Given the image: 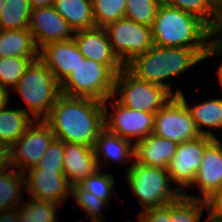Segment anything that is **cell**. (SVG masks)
<instances>
[{
    "label": "cell",
    "instance_id": "obj_32",
    "mask_svg": "<svg viewBox=\"0 0 222 222\" xmlns=\"http://www.w3.org/2000/svg\"><path fill=\"white\" fill-rule=\"evenodd\" d=\"M60 206L50 201L28 197L27 201L23 199L19 209L30 222H58L57 211Z\"/></svg>",
    "mask_w": 222,
    "mask_h": 222
},
{
    "label": "cell",
    "instance_id": "obj_23",
    "mask_svg": "<svg viewBox=\"0 0 222 222\" xmlns=\"http://www.w3.org/2000/svg\"><path fill=\"white\" fill-rule=\"evenodd\" d=\"M39 57L33 36L28 28L21 30L0 29V57Z\"/></svg>",
    "mask_w": 222,
    "mask_h": 222
},
{
    "label": "cell",
    "instance_id": "obj_27",
    "mask_svg": "<svg viewBox=\"0 0 222 222\" xmlns=\"http://www.w3.org/2000/svg\"><path fill=\"white\" fill-rule=\"evenodd\" d=\"M162 3L181 9L202 20L214 33L221 28L220 15L207 0H162Z\"/></svg>",
    "mask_w": 222,
    "mask_h": 222
},
{
    "label": "cell",
    "instance_id": "obj_12",
    "mask_svg": "<svg viewBox=\"0 0 222 222\" xmlns=\"http://www.w3.org/2000/svg\"><path fill=\"white\" fill-rule=\"evenodd\" d=\"M214 138L203 136L178 143L175 155L171 159L167 171L173 185L183 193L194 181L200 168L206 147Z\"/></svg>",
    "mask_w": 222,
    "mask_h": 222
},
{
    "label": "cell",
    "instance_id": "obj_42",
    "mask_svg": "<svg viewBox=\"0 0 222 222\" xmlns=\"http://www.w3.org/2000/svg\"><path fill=\"white\" fill-rule=\"evenodd\" d=\"M10 167V157H0V174L7 171Z\"/></svg>",
    "mask_w": 222,
    "mask_h": 222
},
{
    "label": "cell",
    "instance_id": "obj_37",
    "mask_svg": "<svg viewBox=\"0 0 222 222\" xmlns=\"http://www.w3.org/2000/svg\"><path fill=\"white\" fill-rule=\"evenodd\" d=\"M216 55L222 56V37L218 33H214V35L211 37L208 46L203 54V61ZM216 74L219 80L218 82L220 85V91L222 92V63L218 66Z\"/></svg>",
    "mask_w": 222,
    "mask_h": 222
},
{
    "label": "cell",
    "instance_id": "obj_10",
    "mask_svg": "<svg viewBox=\"0 0 222 222\" xmlns=\"http://www.w3.org/2000/svg\"><path fill=\"white\" fill-rule=\"evenodd\" d=\"M153 134L177 143L201 136L190 110L178 95L155 113Z\"/></svg>",
    "mask_w": 222,
    "mask_h": 222
},
{
    "label": "cell",
    "instance_id": "obj_9",
    "mask_svg": "<svg viewBox=\"0 0 222 222\" xmlns=\"http://www.w3.org/2000/svg\"><path fill=\"white\" fill-rule=\"evenodd\" d=\"M105 30L113 52L124 65L154 45L151 27L125 17L110 23Z\"/></svg>",
    "mask_w": 222,
    "mask_h": 222
},
{
    "label": "cell",
    "instance_id": "obj_33",
    "mask_svg": "<svg viewBox=\"0 0 222 222\" xmlns=\"http://www.w3.org/2000/svg\"><path fill=\"white\" fill-rule=\"evenodd\" d=\"M115 177L110 173L103 172L101 169H98L93 175L88 176L83 180L79 186L86 190L89 193L97 196V198L110 202L113 193H116L115 190Z\"/></svg>",
    "mask_w": 222,
    "mask_h": 222
},
{
    "label": "cell",
    "instance_id": "obj_30",
    "mask_svg": "<svg viewBox=\"0 0 222 222\" xmlns=\"http://www.w3.org/2000/svg\"><path fill=\"white\" fill-rule=\"evenodd\" d=\"M71 195L74 200H76V205L85 210V217L89 218V222H105L107 220V217L103 214V212L110 202L97 198V196L82 189L79 185L72 186Z\"/></svg>",
    "mask_w": 222,
    "mask_h": 222
},
{
    "label": "cell",
    "instance_id": "obj_34",
    "mask_svg": "<svg viewBox=\"0 0 222 222\" xmlns=\"http://www.w3.org/2000/svg\"><path fill=\"white\" fill-rule=\"evenodd\" d=\"M162 0H126L125 18L152 27Z\"/></svg>",
    "mask_w": 222,
    "mask_h": 222
},
{
    "label": "cell",
    "instance_id": "obj_18",
    "mask_svg": "<svg viewBox=\"0 0 222 222\" xmlns=\"http://www.w3.org/2000/svg\"><path fill=\"white\" fill-rule=\"evenodd\" d=\"M93 148L83 144L64 143L63 169L71 186L79 185L99 169Z\"/></svg>",
    "mask_w": 222,
    "mask_h": 222
},
{
    "label": "cell",
    "instance_id": "obj_1",
    "mask_svg": "<svg viewBox=\"0 0 222 222\" xmlns=\"http://www.w3.org/2000/svg\"><path fill=\"white\" fill-rule=\"evenodd\" d=\"M44 121L56 139L94 147L104 129L103 102L61 94Z\"/></svg>",
    "mask_w": 222,
    "mask_h": 222
},
{
    "label": "cell",
    "instance_id": "obj_13",
    "mask_svg": "<svg viewBox=\"0 0 222 222\" xmlns=\"http://www.w3.org/2000/svg\"><path fill=\"white\" fill-rule=\"evenodd\" d=\"M28 197L61 205L71 196L72 186L64 171L41 170L33 167L23 173ZM63 202V203H62Z\"/></svg>",
    "mask_w": 222,
    "mask_h": 222
},
{
    "label": "cell",
    "instance_id": "obj_46",
    "mask_svg": "<svg viewBox=\"0 0 222 222\" xmlns=\"http://www.w3.org/2000/svg\"><path fill=\"white\" fill-rule=\"evenodd\" d=\"M17 222H30L28 217H26L23 213L20 212V209L18 207V220Z\"/></svg>",
    "mask_w": 222,
    "mask_h": 222
},
{
    "label": "cell",
    "instance_id": "obj_31",
    "mask_svg": "<svg viewBox=\"0 0 222 222\" xmlns=\"http://www.w3.org/2000/svg\"><path fill=\"white\" fill-rule=\"evenodd\" d=\"M96 27H107L125 17L126 0H92Z\"/></svg>",
    "mask_w": 222,
    "mask_h": 222
},
{
    "label": "cell",
    "instance_id": "obj_11",
    "mask_svg": "<svg viewBox=\"0 0 222 222\" xmlns=\"http://www.w3.org/2000/svg\"><path fill=\"white\" fill-rule=\"evenodd\" d=\"M54 139L44 120L34 121L10 148L11 166L22 174L36 167Z\"/></svg>",
    "mask_w": 222,
    "mask_h": 222
},
{
    "label": "cell",
    "instance_id": "obj_43",
    "mask_svg": "<svg viewBox=\"0 0 222 222\" xmlns=\"http://www.w3.org/2000/svg\"><path fill=\"white\" fill-rule=\"evenodd\" d=\"M207 2L219 15L222 13V0H207Z\"/></svg>",
    "mask_w": 222,
    "mask_h": 222
},
{
    "label": "cell",
    "instance_id": "obj_39",
    "mask_svg": "<svg viewBox=\"0 0 222 222\" xmlns=\"http://www.w3.org/2000/svg\"><path fill=\"white\" fill-rule=\"evenodd\" d=\"M18 208L0 211V222H17Z\"/></svg>",
    "mask_w": 222,
    "mask_h": 222
},
{
    "label": "cell",
    "instance_id": "obj_19",
    "mask_svg": "<svg viewBox=\"0 0 222 222\" xmlns=\"http://www.w3.org/2000/svg\"><path fill=\"white\" fill-rule=\"evenodd\" d=\"M93 149L99 169L104 168L103 164L112 168L108 165L110 162H117L120 165L128 163V169L124 168L126 172L134 161V144L105 128L99 133Z\"/></svg>",
    "mask_w": 222,
    "mask_h": 222
},
{
    "label": "cell",
    "instance_id": "obj_21",
    "mask_svg": "<svg viewBox=\"0 0 222 222\" xmlns=\"http://www.w3.org/2000/svg\"><path fill=\"white\" fill-rule=\"evenodd\" d=\"M178 96L185 102L190 110L192 119L200 134L219 139L214 132L222 128V97L206 99L192 106L187 102L188 100L185 97L184 91L180 92Z\"/></svg>",
    "mask_w": 222,
    "mask_h": 222
},
{
    "label": "cell",
    "instance_id": "obj_8",
    "mask_svg": "<svg viewBox=\"0 0 222 222\" xmlns=\"http://www.w3.org/2000/svg\"><path fill=\"white\" fill-rule=\"evenodd\" d=\"M103 108L104 128L107 131L133 144L153 133L155 113L130 109L120 104L113 96L103 102Z\"/></svg>",
    "mask_w": 222,
    "mask_h": 222
},
{
    "label": "cell",
    "instance_id": "obj_47",
    "mask_svg": "<svg viewBox=\"0 0 222 222\" xmlns=\"http://www.w3.org/2000/svg\"><path fill=\"white\" fill-rule=\"evenodd\" d=\"M220 21H221V28H220L218 34L222 37V13L220 14Z\"/></svg>",
    "mask_w": 222,
    "mask_h": 222
},
{
    "label": "cell",
    "instance_id": "obj_48",
    "mask_svg": "<svg viewBox=\"0 0 222 222\" xmlns=\"http://www.w3.org/2000/svg\"><path fill=\"white\" fill-rule=\"evenodd\" d=\"M4 2H5V0H0V11L2 10V8L4 6Z\"/></svg>",
    "mask_w": 222,
    "mask_h": 222
},
{
    "label": "cell",
    "instance_id": "obj_36",
    "mask_svg": "<svg viewBox=\"0 0 222 222\" xmlns=\"http://www.w3.org/2000/svg\"><path fill=\"white\" fill-rule=\"evenodd\" d=\"M137 216V222H172L171 202L162 207L142 211Z\"/></svg>",
    "mask_w": 222,
    "mask_h": 222
},
{
    "label": "cell",
    "instance_id": "obj_35",
    "mask_svg": "<svg viewBox=\"0 0 222 222\" xmlns=\"http://www.w3.org/2000/svg\"><path fill=\"white\" fill-rule=\"evenodd\" d=\"M64 142L54 139L36 168L50 171H64L63 169Z\"/></svg>",
    "mask_w": 222,
    "mask_h": 222
},
{
    "label": "cell",
    "instance_id": "obj_6",
    "mask_svg": "<svg viewBox=\"0 0 222 222\" xmlns=\"http://www.w3.org/2000/svg\"><path fill=\"white\" fill-rule=\"evenodd\" d=\"M115 77L107 65L85 58L61 83V93L104 102L113 96Z\"/></svg>",
    "mask_w": 222,
    "mask_h": 222
},
{
    "label": "cell",
    "instance_id": "obj_41",
    "mask_svg": "<svg viewBox=\"0 0 222 222\" xmlns=\"http://www.w3.org/2000/svg\"><path fill=\"white\" fill-rule=\"evenodd\" d=\"M32 9L51 6L54 3V0H29Z\"/></svg>",
    "mask_w": 222,
    "mask_h": 222
},
{
    "label": "cell",
    "instance_id": "obj_2",
    "mask_svg": "<svg viewBox=\"0 0 222 222\" xmlns=\"http://www.w3.org/2000/svg\"><path fill=\"white\" fill-rule=\"evenodd\" d=\"M205 50L206 48L153 45L145 53L129 61L125 65V69L135 78L163 86L174 96H177L183 91L182 88H177L176 91L172 90V84L166 79L181 76L200 62L203 63Z\"/></svg>",
    "mask_w": 222,
    "mask_h": 222
},
{
    "label": "cell",
    "instance_id": "obj_22",
    "mask_svg": "<svg viewBox=\"0 0 222 222\" xmlns=\"http://www.w3.org/2000/svg\"><path fill=\"white\" fill-rule=\"evenodd\" d=\"M53 6L74 32L96 27L92 0H54Z\"/></svg>",
    "mask_w": 222,
    "mask_h": 222
},
{
    "label": "cell",
    "instance_id": "obj_4",
    "mask_svg": "<svg viewBox=\"0 0 222 222\" xmlns=\"http://www.w3.org/2000/svg\"><path fill=\"white\" fill-rule=\"evenodd\" d=\"M24 101L22 108L34 121L45 120L61 93V83L40 59L31 62L12 89Z\"/></svg>",
    "mask_w": 222,
    "mask_h": 222
},
{
    "label": "cell",
    "instance_id": "obj_3",
    "mask_svg": "<svg viewBox=\"0 0 222 222\" xmlns=\"http://www.w3.org/2000/svg\"><path fill=\"white\" fill-rule=\"evenodd\" d=\"M160 47L207 48L214 32L198 17L161 3L151 27Z\"/></svg>",
    "mask_w": 222,
    "mask_h": 222
},
{
    "label": "cell",
    "instance_id": "obj_26",
    "mask_svg": "<svg viewBox=\"0 0 222 222\" xmlns=\"http://www.w3.org/2000/svg\"><path fill=\"white\" fill-rule=\"evenodd\" d=\"M32 7L29 0H5L0 11L1 30H21L29 27Z\"/></svg>",
    "mask_w": 222,
    "mask_h": 222
},
{
    "label": "cell",
    "instance_id": "obj_28",
    "mask_svg": "<svg viewBox=\"0 0 222 222\" xmlns=\"http://www.w3.org/2000/svg\"><path fill=\"white\" fill-rule=\"evenodd\" d=\"M204 209L209 212L208 202L181 194L171 202L172 222H201Z\"/></svg>",
    "mask_w": 222,
    "mask_h": 222
},
{
    "label": "cell",
    "instance_id": "obj_17",
    "mask_svg": "<svg viewBox=\"0 0 222 222\" xmlns=\"http://www.w3.org/2000/svg\"><path fill=\"white\" fill-rule=\"evenodd\" d=\"M39 58L60 83L85 59L73 39L45 45L39 50Z\"/></svg>",
    "mask_w": 222,
    "mask_h": 222
},
{
    "label": "cell",
    "instance_id": "obj_20",
    "mask_svg": "<svg viewBox=\"0 0 222 222\" xmlns=\"http://www.w3.org/2000/svg\"><path fill=\"white\" fill-rule=\"evenodd\" d=\"M178 143L150 134L134 144V161L145 166L167 169Z\"/></svg>",
    "mask_w": 222,
    "mask_h": 222
},
{
    "label": "cell",
    "instance_id": "obj_38",
    "mask_svg": "<svg viewBox=\"0 0 222 222\" xmlns=\"http://www.w3.org/2000/svg\"><path fill=\"white\" fill-rule=\"evenodd\" d=\"M209 212L214 214H222V184L220 189L208 201Z\"/></svg>",
    "mask_w": 222,
    "mask_h": 222
},
{
    "label": "cell",
    "instance_id": "obj_25",
    "mask_svg": "<svg viewBox=\"0 0 222 222\" xmlns=\"http://www.w3.org/2000/svg\"><path fill=\"white\" fill-rule=\"evenodd\" d=\"M24 176L12 166L0 174V211L18 208L23 201Z\"/></svg>",
    "mask_w": 222,
    "mask_h": 222
},
{
    "label": "cell",
    "instance_id": "obj_45",
    "mask_svg": "<svg viewBox=\"0 0 222 222\" xmlns=\"http://www.w3.org/2000/svg\"><path fill=\"white\" fill-rule=\"evenodd\" d=\"M205 222H222V214H214L209 212Z\"/></svg>",
    "mask_w": 222,
    "mask_h": 222
},
{
    "label": "cell",
    "instance_id": "obj_5",
    "mask_svg": "<svg viewBox=\"0 0 222 222\" xmlns=\"http://www.w3.org/2000/svg\"><path fill=\"white\" fill-rule=\"evenodd\" d=\"M125 174L127 185L139 200L142 211L165 206L182 194L177 187L171 185L167 169L133 161Z\"/></svg>",
    "mask_w": 222,
    "mask_h": 222
},
{
    "label": "cell",
    "instance_id": "obj_16",
    "mask_svg": "<svg viewBox=\"0 0 222 222\" xmlns=\"http://www.w3.org/2000/svg\"><path fill=\"white\" fill-rule=\"evenodd\" d=\"M73 40L85 58L107 65L116 75L125 68L113 52L105 28L95 27L77 31L74 33Z\"/></svg>",
    "mask_w": 222,
    "mask_h": 222
},
{
    "label": "cell",
    "instance_id": "obj_15",
    "mask_svg": "<svg viewBox=\"0 0 222 222\" xmlns=\"http://www.w3.org/2000/svg\"><path fill=\"white\" fill-rule=\"evenodd\" d=\"M222 139H214L205 149L200 168L192 184L188 187L199 188L202 196H194L184 191L182 194L190 198L209 201L222 184Z\"/></svg>",
    "mask_w": 222,
    "mask_h": 222
},
{
    "label": "cell",
    "instance_id": "obj_44",
    "mask_svg": "<svg viewBox=\"0 0 222 222\" xmlns=\"http://www.w3.org/2000/svg\"><path fill=\"white\" fill-rule=\"evenodd\" d=\"M0 157H10V148L0 139Z\"/></svg>",
    "mask_w": 222,
    "mask_h": 222
},
{
    "label": "cell",
    "instance_id": "obj_40",
    "mask_svg": "<svg viewBox=\"0 0 222 222\" xmlns=\"http://www.w3.org/2000/svg\"><path fill=\"white\" fill-rule=\"evenodd\" d=\"M10 94L8 90L0 87V110L4 109L10 103Z\"/></svg>",
    "mask_w": 222,
    "mask_h": 222
},
{
    "label": "cell",
    "instance_id": "obj_24",
    "mask_svg": "<svg viewBox=\"0 0 222 222\" xmlns=\"http://www.w3.org/2000/svg\"><path fill=\"white\" fill-rule=\"evenodd\" d=\"M33 122L22 108L7 105L0 110V139L11 148Z\"/></svg>",
    "mask_w": 222,
    "mask_h": 222
},
{
    "label": "cell",
    "instance_id": "obj_29",
    "mask_svg": "<svg viewBox=\"0 0 222 222\" xmlns=\"http://www.w3.org/2000/svg\"><path fill=\"white\" fill-rule=\"evenodd\" d=\"M39 57H0V87L12 92L32 61Z\"/></svg>",
    "mask_w": 222,
    "mask_h": 222
},
{
    "label": "cell",
    "instance_id": "obj_14",
    "mask_svg": "<svg viewBox=\"0 0 222 222\" xmlns=\"http://www.w3.org/2000/svg\"><path fill=\"white\" fill-rule=\"evenodd\" d=\"M28 29L39 50L52 42L73 39L75 33L53 5L32 9Z\"/></svg>",
    "mask_w": 222,
    "mask_h": 222
},
{
    "label": "cell",
    "instance_id": "obj_7",
    "mask_svg": "<svg viewBox=\"0 0 222 222\" xmlns=\"http://www.w3.org/2000/svg\"><path fill=\"white\" fill-rule=\"evenodd\" d=\"M174 95L165 87L135 78L125 68L115 77L113 97L136 111L156 113Z\"/></svg>",
    "mask_w": 222,
    "mask_h": 222
}]
</instances>
